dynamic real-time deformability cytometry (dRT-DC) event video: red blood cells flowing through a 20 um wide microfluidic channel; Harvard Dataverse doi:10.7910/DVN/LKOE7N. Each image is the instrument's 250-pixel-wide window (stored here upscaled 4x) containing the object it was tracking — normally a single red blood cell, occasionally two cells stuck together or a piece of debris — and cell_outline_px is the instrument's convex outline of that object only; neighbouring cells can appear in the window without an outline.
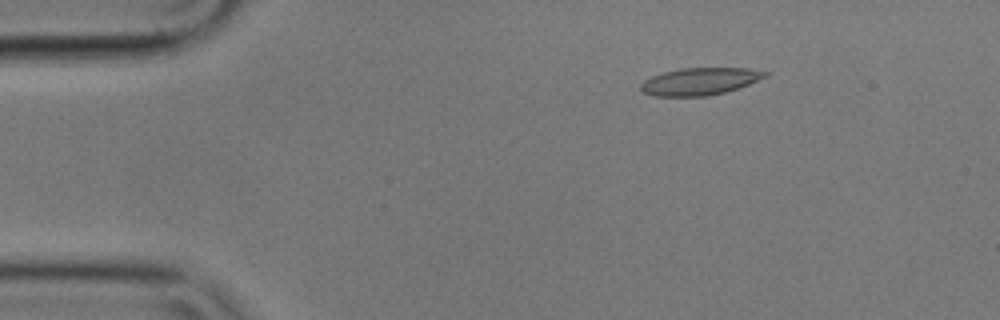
{"species": "common noctule bat (a hibernating species)", "species_latin": "Nyctalus noctula", "temperature_condition": "cold", "stored_images_in_passage": 4, "camera_frame_rate_fps": 3000, "um_per_image_px": 0.085, "animal": {"sex": "male", "body_mass_g": 17.9}, "frame": {"image": 1, "passage_image": 2, "time_ms": 0.333, "image_size_px": [1000, 320], "cell_outline_px": [[768, 72], [764, 76], [748, 84], [724, 92], [704, 96], [656, 96], [644, 92], [640, 88], [640, 84], [644, 80], [652, 76], [664, 72], [680, 68], [748, 68]], "centroid_in_image_um": [59.43, 6.91], "position_along_channel_um": 25.6, "area_um2": 19.36}}